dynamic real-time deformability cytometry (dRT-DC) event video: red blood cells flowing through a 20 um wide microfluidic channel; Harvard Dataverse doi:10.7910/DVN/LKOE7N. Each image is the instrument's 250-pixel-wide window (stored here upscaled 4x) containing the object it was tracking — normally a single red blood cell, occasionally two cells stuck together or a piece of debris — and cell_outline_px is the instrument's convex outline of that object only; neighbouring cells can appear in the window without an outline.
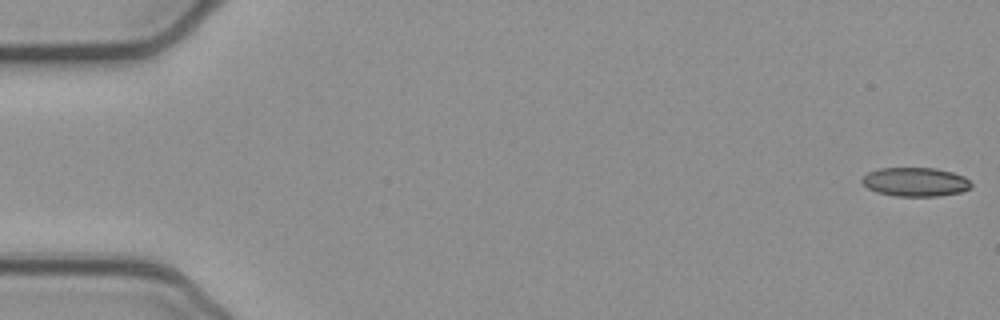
{"species": "common noctule bat (a hibernating species)", "species_latin": "Nyctalus noctula", "temperature_condition": "cold", "stored_images_in_passage": 53, "camera_frame_rate_fps": 3000, "um_per_image_px": 0.085, "animal": {"sex": "female", "body_mass_g": 21.9}, "frame": {"image": 1, "passage_image": 1, "time_ms": 0.0, "image_size_px": [1000, 320], "cell_outline_px": [[972, 184], [968, 188], [960, 192], [940, 196], [896, 196], [876, 192], [868, 188], [860, 180], [868, 172], [880, 168], [936, 168], [952, 172], [964, 176]], "centroid_in_image_um": [77.79, 15.46], "position_along_channel_um": 7.2, "area_um2": 18.32}}
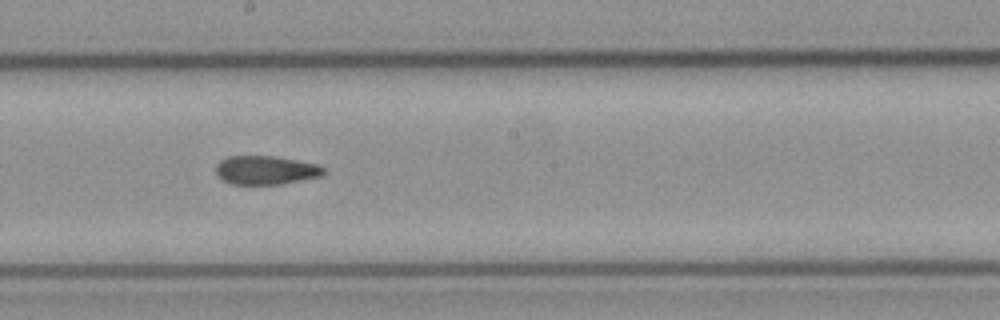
{"frame": {"image": 2, "passage_image": 29, "time_ms": 9.333, "image_size_px": [1000, 320], "cell_outline_px": [[328, 172], [320, 176], [280, 184], [232, 184], [216, 176], [216, 164], [220, 160], [228, 156], [276, 156], [316, 164], [324, 168]], "centroid_in_image_um": [22.57, 14.45], "position_along_channel_um": 225.6, "area_um2": 18.03}}
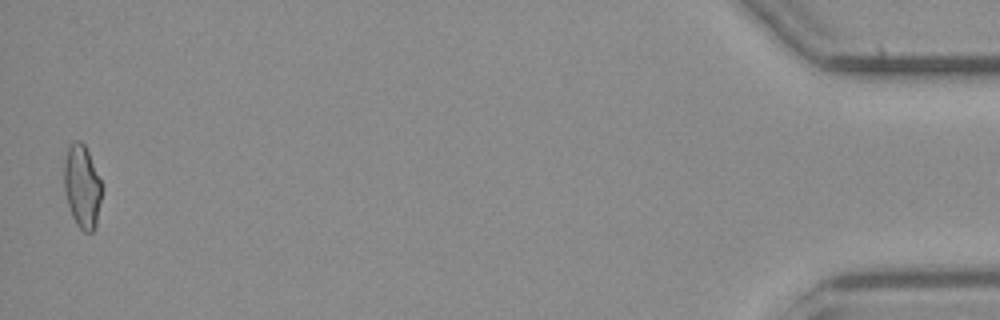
{"frame": {"image": 3, "passage_image": 52, "time_ms": 17.0, "image_size_px": [1000, 320], "cell_outline_px": [[104, 188], [96, 224], [92, 232], [84, 232], [76, 224], [72, 216], [64, 192], [64, 160], [68, 148], [76, 140], [80, 140], [84, 144], [88, 152]], "centroid_in_image_um": [6.99, 15.87], "position_along_channel_um": 428.2, "area_um2": 18.38}, "authors_computed_cell_mechanics": {"area_um2": 18.8428, "velocity_mm_per_s": 3.9027, "shape_relaxation_time_tau1_ms": null, "shape_relaxation_time_tau2_ms": 3.7271, "deformation_change_tau1": null, "deformation_change_tau2": 0.0997}}